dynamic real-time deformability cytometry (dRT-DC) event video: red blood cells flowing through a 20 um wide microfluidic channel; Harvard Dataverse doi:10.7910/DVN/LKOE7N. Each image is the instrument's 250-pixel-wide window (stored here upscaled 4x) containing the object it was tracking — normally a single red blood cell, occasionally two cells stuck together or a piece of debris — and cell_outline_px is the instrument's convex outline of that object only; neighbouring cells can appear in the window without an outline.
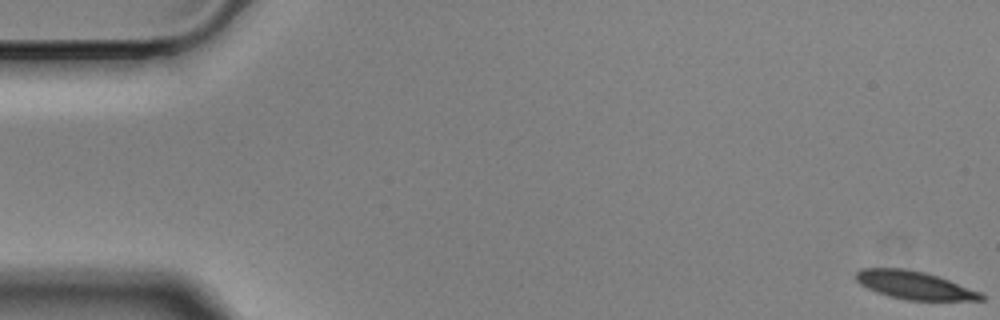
{"species": "Egyptian fruit bat (a non-hibernating species)", "species_latin": "Rousettus aegyptiacus", "temperature_condition": "cold", "stored_images_in_passage": 16, "camera_frame_rate_fps": 3000, "um_per_image_px": 0.085, "animal": {"sex": "male"}, "frame": {"image": 1, "passage_image": 1, "time_ms": 0.0, "image_size_px": [1000, 320], "cell_outline_px": [[984, 300], [908, 300], [888, 296], [876, 292], [860, 284], [856, 280], [856, 272], [860, 268], [904, 268], [924, 272], [948, 280], [980, 292], [984, 296]], "centroid_in_image_um": [77.68, 24.24], "position_along_channel_um": 7.3, "area_um2": 20.23}}
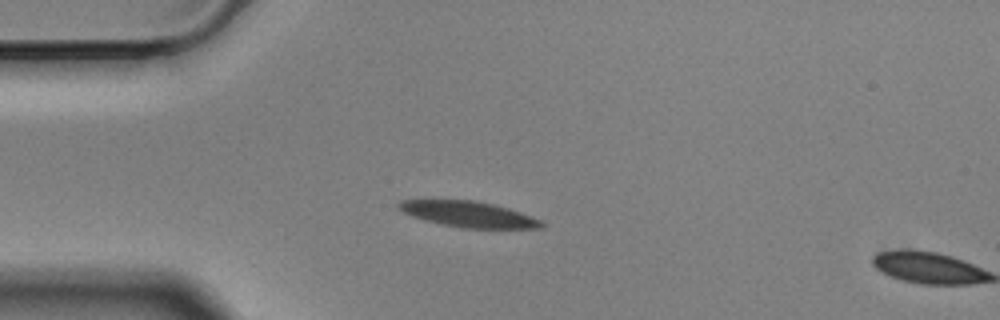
{"frame": {"image": 2, "passage_image": 15, "time_ms": 4.667, "image_size_px": [1000, 320], "cell_outline_px": [[548, 224], [544, 228], [460, 228], [440, 224], [424, 220], [412, 216], [396, 208], [396, 204], [400, 200], [476, 200], [508, 208], [544, 220]], "centroid_in_image_um": [39.86, 18.22], "position_along_channel_um": 45.1, "area_um2": 21.73}}